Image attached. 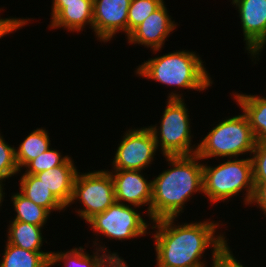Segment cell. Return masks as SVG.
<instances>
[{
  "mask_svg": "<svg viewBox=\"0 0 266 267\" xmlns=\"http://www.w3.org/2000/svg\"><path fill=\"white\" fill-rule=\"evenodd\" d=\"M176 221L164 218L151 223L156 267H207L205 251L209 248L214 253L228 239L223 232H217L221 223L210 218L182 224Z\"/></svg>",
  "mask_w": 266,
  "mask_h": 267,
  "instance_id": "6da1fadb",
  "label": "cell"
},
{
  "mask_svg": "<svg viewBox=\"0 0 266 267\" xmlns=\"http://www.w3.org/2000/svg\"><path fill=\"white\" fill-rule=\"evenodd\" d=\"M164 158L168 169L152 180L151 222L180 218L190 198L203 194V160L197 154Z\"/></svg>",
  "mask_w": 266,
  "mask_h": 267,
  "instance_id": "7a4b0ae2",
  "label": "cell"
},
{
  "mask_svg": "<svg viewBox=\"0 0 266 267\" xmlns=\"http://www.w3.org/2000/svg\"><path fill=\"white\" fill-rule=\"evenodd\" d=\"M205 66L198 53L182 49L148 58L134 73L170 88L203 92L214 82Z\"/></svg>",
  "mask_w": 266,
  "mask_h": 267,
  "instance_id": "3957f363",
  "label": "cell"
},
{
  "mask_svg": "<svg viewBox=\"0 0 266 267\" xmlns=\"http://www.w3.org/2000/svg\"><path fill=\"white\" fill-rule=\"evenodd\" d=\"M226 160L214 167L203 163V196L212 205L226 200L227 203L242 193L243 205L249 206L255 190L251 158Z\"/></svg>",
  "mask_w": 266,
  "mask_h": 267,
  "instance_id": "277c9868",
  "label": "cell"
},
{
  "mask_svg": "<svg viewBox=\"0 0 266 267\" xmlns=\"http://www.w3.org/2000/svg\"><path fill=\"white\" fill-rule=\"evenodd\" d=\"M174 90L168 93L166 107L159 124L148 125L162 156L195 155L198 143L192 145L191 119L183 93ZM160 125V126H158ZM191 125V126H190Z\"/></svg>",
  "mask_w": 266,
  "mask_h": 267,
  "instance_id": "5b68a950",
  "label": "cell"
},
{
  "mask_svg": "<svg viewBox=\"0 0 266 267\" xmlns=\"http://www.w3.org/2000/svg\"><path fill=\"white\" fill-rule=\"evenodd\" d=\"M256 139L246 115L241 114L221 120L199 141L197 155L204 161L212 158H238L251 156Z\"/></svg>",
  "mask_w": 266,
  "mask_h": 267,
  "instance_id": "8992f818",
  "label": "cell"
},
{
  "mask_svg": "<svg viewBox=\"0 0 266 267\" xmlns=\"http://www.w3.org/2000/svg\"><path fill=\"white\" fill-rule=\"evenodd\" d=\"M136 208L139 207H131V205L115 202L104 212L98 213L90 218L87 224H90L88 227H91L90 230L94 231L93 235L96 236L94 241H92V248L95 246V248L103 252H111L105 244L102 245L103 242H100L101 240H98L101 236L122 242L143 237L146 234L148 235V233L151 234L150 229L152 222L150 221L148 223L147 219L145 220V218H143L144 212H142L141 215V212Z\"/></svg>",
  "mask_w": 266,
  "mask_h": 267,
  "instance_id": "52a82bcc",
  "label": "cell"
},
{
  "mask_svg": "<svg viewBox=\"0 0 266 267\" xmlns=\"http://www.w3.org/2000/svg\"><path fill=\"white\" fill-rule=\"evenodd\" d=\"M79 201V202H78ZM83 206L75 210L77 216L87 221L104 212L116 202L114 184L107 169L79 172L75 178L73 194L67 207L74 203Z\"/></svg>",
  "mask_w": 266,
  "mask_h": 267,
  "instance_id": "ba28073f",
  "label": "cell"
},
{
  "mask_svg": "<svg viewBox=\"0 0 266 267\" xmlns=\"http://www.w3.org/2000/svg\"><path fill=\"white\" fill-rule=\"evenodd\" d=\"M114 158L111 170H140L151 167L158 152L157 143L151 130L144 126L126 130Z\"/></svg>",
  "mask_w": 266,
  "mask_h": 267,
  "instance_id": "9c48e42d",
  "label": "cell"
},
{
  "mask_svg": "<svg viewBox=\"0 0 266 267\" xmlns=\"http://www.w3.org/2000/svg\"><path fill=\"white\" fill-rule=\"evenodd\" d=\"M241 20L245 52L255 64L266 45V0H232Z\"/></svg>",
  "mask_w": 266,
  "mask_h": 267,
  "instance_id": "30bf717a",
  "label": "cell"
},
{
  "mask_svg": "<svg viewBox=\"0 0 266 267\" xmlns=\"http://www.w3.org/2000/svg\"><path fill=\"white\" fill-rule=\"evenodd\" d=\"M113 180L116 202L145 210L151 220L152 180L140 170H109Z\"/></svg>",
  "mask_w": 266,
  "mask_h": 267,
  "instance_id": "8fae6325",
  "label": "cell"
},
{
  "mask_svg": "<svg viewBox=\"0 0 266 267\" xmlns=\"http://www.w3.org/2000/svg\"><path fill=\"white\" fill-rule=\"evenodd\" d=\"M131 0H93V31L96 40L110 43L118 33L128 36V9Z\"/></svg>",
  "mask_w": 266,
  "mask_h": 267,
  "instance_id": "7c38bea8",
  "label": "cell"
},
{
  "mask_svg": "<svg viewBox=\"0 0 266 267\" xmlns=\"http://www.w3.org/2000/svg\"><path fill=\"white\" fill-rule=\"evenodd\" d=\"M165 3L129 33L126 37L127 44L151 48L153 54L161 51L167 37L169 38L179 25L174 19L172 20L173 17L169 14Z\"/></svg>",
  "mask_w": 266,
  "mask_h": 267,
  "instance_id": "4fadbf2b",
  "label": "cell"
},
{
  "mask_svg": "<svg viewBox=\"0 0 266 267\" xmlns=\"http://www.w3.org/2000/svg\"><path fill=\"white\" fill-rule=\"evenodd\" d=\"M51 7L49 30L63 28L79 33L86 25L93 30V2L52 3Z\"/></svg>",
  "mask_w": 266,
  "mask_h": 267,
  "instance_id": "5bb4252c",
  "label": "cell"
},
{
  "mask_svg": "<svg viewBox=\"0 0 266 267\" xmlns=\"http://www.w3.org/2000/svg\"><path fill=\"white\" fill-rule=\"evenodd\" d=\"M70 157L64 164L39 172L35 176L67 208L72 194L78 170Z\"/></svg>",
  "mask_w": 266,
  "mask_h": 267,
  "instance_id": "9a60e30c",
  "label": "cell"
},
{
  "mask_svg": "<svg viewBox=\"0 0 266 267\" xmlns=\"http://www.w3.org/2000/svg\"><path fill=\"white\" fill-rule=\"evenodd\" d=\"M232 93L230 95L233 96V100L249 121L256 142H266V96Z\"/></svg>",
  "mask_w": 266,
  "mask_h": 267,
  "instance_id": "2e32d148",
  "label": "cell"
},
{
  "mask_svg": "<svg viewBox=\"0 0 266 267\" xmlns=\"http://www.w3.org/2000/svg\"><path fill=\"white\" fill-rule=\"evenodd\" d=\"M8 222L9 224L7 225L8 228L6 230L7 243L29 251L44 252L41 247L44 242L48 244L46 238L44 240L42 234L43 229H45L44 226L32 225L21 221Z\"/></svg>",
  "mask_w": 266,
  "mask_h": 267,
  "instance_id": "e0dca14e",
  "label": "cell"
},
{
  "mask_svg": "<svg viewBox=\"0 0 266 267\" xmlns=\"http://www.w3.org/2000/svg\"><path fill=\"white\" fill-rule=\"evenodd\" d=\"M19 185L20 192L25 197L50 213L53 214L54 211L60 213L67 209L35 175L22 174Z\"/></svg>",
  "mask_w": 266,
  "mask_h": 267,
  "instance_id": "ac0fdd59",
  "label": "cell"
},
{
  "mask_svg": "<svg viewBox=\"0 0 266 267\" xmlns=\"http://www.w3.org/2000/svg\"><path fill=\"white\" fill-rule=\"evenodd\" d=\"M49 131L46 128H36L15 147V159L21 172L23 168L34 158L51 147Z\"/></svg>",
  "mask_w": 266,
  "mask_h": 267,
  "instance_id": "d6986e66",
  "label": "cell"
},
{
  "mask_svg": "<svg viewBox=\"0 0 266 267\" xmlns=\"http://www.w3.org/2000/svg\"><path fill=\"white\" fill-rule=\"evenodd\" d=\"M0 267H50L52 251L34 252L5 241Z\"/></svg>",
  "mask_w": 266,
  "mask_h": 267,
  "instance_id": "ffe728a7",
  "label": "cell"
},
{
  "mask_svg": "<svg viewBox=\"0 0 266 267\" xmlns=\"http://www.w3.org/2000/svg\"><path fill=\"white\" fill-rule=\"evenodd\" d=\"M11 202L13 204L15 216L10 221H21L37 226H45L50 215L47 209L36 205L21 192L11 194Z\"/></svg>",
  "mask_w": 266,
  "mask_h": 267,
  "instance_id": "44dd1931",
  "label": "cell"
},
{
  "mask_svg": "<svg viewBox=\"0 0 266 267\" xmlns=\"http://www.w3.org/2000/svg\"><path fill=\"white\" fill-rule=\"evenodd\" d=\"M85 250V247L80 246L67 251H52L50 267L60 266L61 262H63L62 267H97L98 261L104 252L94 248L90 255Z\"/></svg>",
  "mask_w": 266,
  "mask_h": 267,
  "instance_id": "7402d4cb",
  "label": "cell"
},
{
  "mask_svg": "<svg viewBox=\"0 0 266 267\" xmlns=\"http://www.w3.org/2000/svg\"><path fill=\"white\" fill-rule=\"evenodd\" d=\"M70 158L69 155H64L60 150L49 148L39 156L31 160L23 169L24 173L21 174H32L35 175L39 172L48 170L50 168L60 166L64 164Z\"/></svg>",
  "mask_w": 266,
  "mask_h": 267,
  "instance_id": "603a6c76",
  "label": "cell"
},
{
  "mask_svg": "<svg viewBox=\"0 0 266 267\" xmlns=\"http://www.w3.org/2000/svg\"><path fill=\"white\" fill-rule=\"evenodd\" d=\"M164 2V0H131L128 9V35Z\"/></svg>",
  "mask_w": 266,
  "mask_h": 267,
  "instance_id": "cb8c5ba5",
  "label": "cell"
},
{
  "mask_svg": "<svg viewBox=\"0 0 266 267\" xmlns=\"http://www.w3.org/2000/svg\"><path fill=\"white\" fill-rule=\"evenodd\" d=\"M1 132V131H0ZM0 133V185L5 186L6 179L21 173L15 159V146L8 144Z\"/></svg>",
  "mask_w": 266,
  "mask_h": 267,
  "instance_id": "d4e9b609",
  "label": "cell"
},
{
  "mask_svg": "<svg viewBox=\"0 0 266 267\" xmlns=\"http://www.w3.org/2000/svg\"><path fill=\"white\" fill-rule=\"evenodd\" d=\"M254 183L266 182V142H256L250 156Z\"/></svg>",
  "mask_w": 266,
  "mask_h": 267,
  "instance_id": "484cf974",
  "label": "cell"
},
{
  "mask_svg": "<svg viewBox=\"0 0 266 267\" xmlns=\"http://www.w3.org/2000/svg\"><path fill=\"white\" fill-rule=\"evenodd\" d=\"M226 239L211 255V267H245L243 264L234 256L233 251L228 245Z\"/></svg>",
  "mask_w": 266,
  "mask_h": 267,
  "instance_id": "4316f807",
  "label": "cell"
},
{
  "mask_svg": "<svg viewBox=\"0 0 266 267\" xmlns=\"http://www.w3.org/2000/svg\"><path fill=\"white\" fill-rule=\"evenodd\" d=\"M1 10L3 9L0 8V12ZM30 19L31 18L23 17L16 18L13 16L9 18H3L0 16V39L12 32L14 33V31L16 32L17 30H20V28L22 29V27L26 26L28 23H30V21H32Z\"/></svg>",
  "mask_w": 266,
  "mask_h": 267,
  "instance_id": "83f0119b",
  "label": "cell"
},
{
  "mask_svg": "<svg viewBox=\"0 0 266 267\" xmlns=\"http://www.w3.org/2000/svg\"><path fill=\"white\" fill-rule=\"evenodd\" d=\"M118 254L114 251L104 252L98 261L97 267H128V263Z\"/></svg>",
  "mask_w": 266,
  "mask_h": 267,
  "instance_id": "f1b7e54d",
  "label": "cell"
},
{
  "mask_svg": "<svg viewBox=\"0 0 266 267\" xmlns=\"http://www.w3.org/2000/svg\"><path fill=\"white\" fill-rule=\"evenodd\" d=\"M254 186H255L254 195L250 205L252 206L253 204L257 208L262 210V212H264L263 214L266 217V182L254 183Z\"/></svg>",
  "mask_w": 266,
  "mask_h": 267,
  "instance_id": "f546056e",
  "label": "cell"
},
{
  "mask_svg": "<svg viewBox=\"0 0 266 267\" xmlns=\"http://www.w3.org/2000/svg\"><path fill=\"white\" fill-rule=\"evenodd\" d=\"M93 2V0H52V3Z\"/></svg>",
  "mask_w": 266,
  "mask_h": 267,
  "instance_id": "4dcf8cb0",
  "label": "cell"
},
{
  "mask_svg": "<svg viewBox=\"0 0 266 267\" xmlns=\"http://www.w3.org/2000/svg\"><path fill=\"white\" fill-rule=\"evenodd\" d=\"M4 186L0 185V207L2 206L3 201L5 200V190Z\"/></svg>",
  "mask_w": 266,
  "mask_h": 267,
  "instance_id": "1f68e13d",
  "label": "cell"
}]
</instances>
